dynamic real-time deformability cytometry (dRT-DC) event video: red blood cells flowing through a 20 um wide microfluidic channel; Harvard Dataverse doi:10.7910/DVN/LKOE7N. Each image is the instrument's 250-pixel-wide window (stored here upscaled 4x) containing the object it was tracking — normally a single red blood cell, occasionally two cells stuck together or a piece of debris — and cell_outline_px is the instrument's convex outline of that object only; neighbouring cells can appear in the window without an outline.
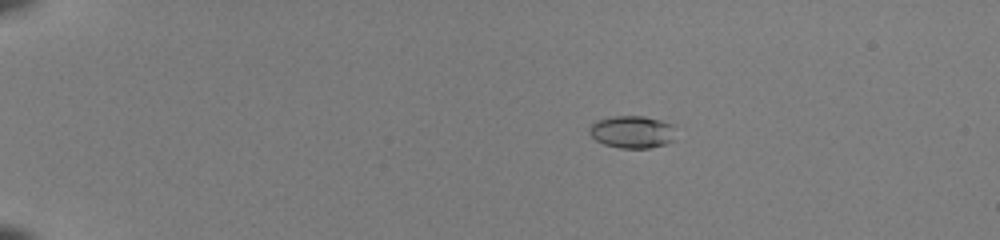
{"species": "common noctule bat (a hibernating species)", "species_latin": "Nyctalus noctula", "temperature_condition": "room temperature", "stored_images_in_passage": 49, "camera_frame_rate_fps": 3000, "um_per_image_px": 0.085, "animal": {"sex": "female", "body_mass_g": 22.0, "forearm_length_mm": 56.7}, "frame": {"image": 1, "passage_image": 8, "time_ms": 2.333, "image_size_px": [1000, 240], "cell_outline_px": [[672, 140], [664, 144], [648, 148], [620, 148], [604, 144], [596, 140], [588, 132], [588, 128], [596, 120], [616, 116], [644, 116], [660, 120], [672, 124]], "centroid_in_image_um": [53.67, 11.21], "position_along_channel_um": 31.3, "area_um2": 16.07}}
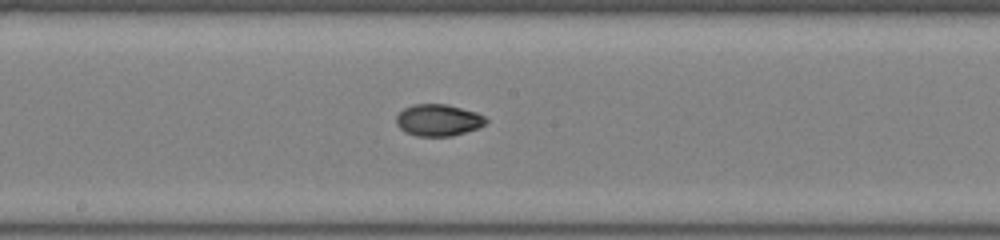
{"frame": {"image": 2, "passage_image": 28, "time_ms": 9.0, "image_size_px": [1000, 240], "cell_outline_px": [[488, 120], [484, 124], [476, 128], [452, 136], [416, 136], [404, 132], [396, 124], [396, 116], [404, 108], [412, 104], [448, 104], [476, 112], [484, 116]], "centroid_in_image_um": [37.22, 10.2], "position_along_channel_um": 211.0, "area_um2": 16.59}}
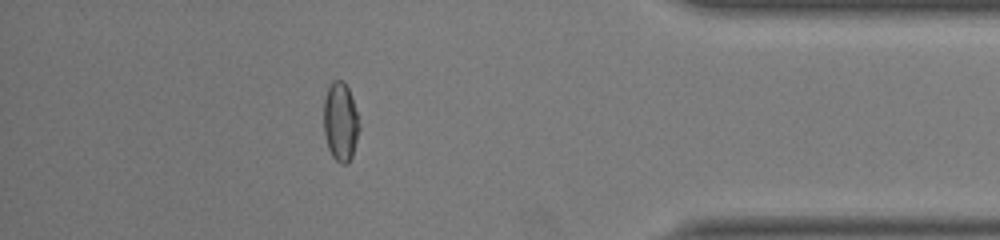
{"frame": {"image": 3, "passage_image": 44, "time_ms": 14.333, "image_size_px": [1000, 240], "cell_outline_px": [[360, 128], [352, 156], [348, 164], [340, 164], [332, 156], [328, 148], [324, 132], [324, 100], [328, 88], [332, 80], [344, 80], [348, 88], [356, 112]], "centroid_in_image_um": [28.93, 10.37], "position_along_channel_um": 406.3, "area_um2": 16.24}, "authors_computed_cell_mechanics": {"area_um2": 16.2418, "velocity_mm_per_s": 4.1222, "shape_relaxation_time_tau1_ms": null, "shape_relaxation_time_tau2_ms": 1.7426, "deformation_change_tau1": null, "deformation_change_tau2": 0.033}}